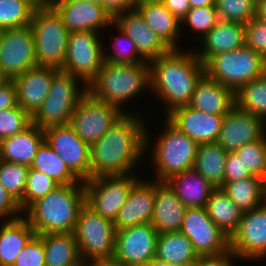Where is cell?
<instances>
[{
  "label": "cell",
  "instance_id": "43",
  "mask_svg": "<svg viewBox=\"0 0 266 266\" xmlns=\"http://www.w3.org/2000/svg\"><path fill=\"white\" fill-rule=\"evenodd\" d=\"M32 124V117L20 106L0 111V141L24 131Z\"/></svg>",
  "mask_w": 266,
  "mask_h": 266
},
{
  "label": "cell",
  "instance_id": "21",
  "mask_svg": "<svg viewBox=\"0 0 266 266\" xmlns=\"http://www.w3.org/2000/svg\"><path fill=\"white\" fill-rule=\"evenodd\" d=\"M58 69L35 66L12 79L16 87L17 104L33 117L47 98L54 74Z\"/></svg>",
  "mask_w": 266,
  "mask_h": 266
},
{
  "label": "cell",
  "instance_id": "27",
  "mask_svg": "<svg viewBox=\"0 0 266 266\" xmlns=\"http://www.w3.org/2000/svg\"><path fill=\"white\" fill-rule=\"evenodd\" d=\"M204 50L195 53L204 64L210 57L245 45V24L220 20L204 37Z\"/></svg>",
  "mask_w": 266,
  "mask_h": 266
},
{
  "label": "cell",
  "instance_id": "34",
  "mask_svg": "<svg viewBox=\"0 0 266 266\" xmlns=\"http://www.w3.org/2000/svg\"><path fill=\"white\" fill-rule=\"evenodd\" d=\"M155 257L170 264L191 266L198 254L191 241L178 231L158 235Z\"/></svg>",
  "mask_w": 266,
  "mask_h": 266
},
{
  "label": "cell",
  "instance_id": "20",
  "mask_svg": "<svg viewBox=\"0 0 266 266\" xmlns=\"http://www.w3.org/2000/svg\"><path fill=\"white\" fill-rule=\"evenodd\" d=\"M71 32L95 31L111 24L113 18L100 4L83 1L48 0Z\"/></svg>",
  "mask_w": 266,
  "mask_h": 266
},
{
  "label": "cell",
  "instance_id": "28",
  "mask_svg": "<svg viewBox=\"0 0 266 266\" xmlns=\"http://www.w3.org/2000/svg\"><path fill=\"white\" fill-rule=\"evenodd\" d=\"M135 7L141 12L147 26L152 29L170 48L176 49V38L181 22L160 0L136 1Z\"/></svg>",
  "mask_w": 266,
  "mask_h": 266
},
{
  "label": "cell",
  "instance_id": "26",
  "mask_svg": "<svg viewBox=\"0 0 266 266\" xmlns=\"http://www.w3.org/2000/svg\"><path fill=\"white\" fill-rule=\"evenodd\" d=\"M44 141L43 129L32 123L24 131L0 141V160L30 167Z\"/></svg>",
  "mask_w": 266,
  "mask_h": 266
},
{
  "label": "cell",
  "instance_id": "40",
  "mask_svg": "<svg viewBox=\"0 0 266 266\" xmlns=\"http://www.w3.org/2000/svg\"><path fill=\"white\" fill-rule=\"evenodd\" d=\"M255 0H216L215 8L218 17L223 21L248 23L256 16Z\"/></svg>",
  "mask_w": 266,
  "mask_h": 266
},
{
  "label": "cell",
  "instance_id": "37",
  "mask_svg": "<svg viewBox=\"0 0 266 266\" xmlns=\"http://www.w3.org/2000/svg\"><path fill=\"white\" fill-rule=\"evenodd\" d=\"M235 106L263 120L266 118V73L235 93Z\"/></svg>",
  "mask_w": 266,
  "mask_h": 266
},
{
  "label": "cell",
  "instance_id": "8",
  "mask_svg": "<svg viewBox=\"0 0 266 266\" xmlns=\"http://www.w3.org/2000/svg\"><path fill=\"white\" fill-rule=\"evenodd\" d=\"M77 79L70 73L58 70L52 79L47 98L32 117V123L43 130L69 124L76 105L87 93V88L78 92Z\"/></svg>",
  "mask_w": 266,
  "mask_h": 266
},
{
  "label": "cell",
  "instance_id": "47",
  "mask_svg": "<svg viewBox=\"0 0 266 266\" xmlns=\"http://www.w3.org/2000/svg\"><path fill=\"white\" fill-rule=\"evenodd\" d=\"M13 266H45L43 239L35 234L21 250Z\"/></svg>",
  "mask_w": 266,
  "mask_h": 266
},
{
  "label": "cell",
  "instance_id": "41",
  "mask_svg": "<svg viewBox=\"0 0 266 266\" xmlns=\"http://www.w3.org/2000/svg\"><path fill=\"white\" fill-rule=\"evenodd\" d=\"M58 186L48 175L29 167L23 200L19 203L21 210H26L33 202L45 197Z\"/></svg>",
  "mask_w": 266,
  "mask_h": 266
},
{
  "label": "cell",
  "instance_id": "50",
  "mask_svg": "<svg viewBox=\"0 0 266 266\" xmlns=\"http://www.w3.org/2000/svg\"><path fill=\"white\" fill-rule=\"evenodd\" d=\"M233 257L235 255L231 251L219 255L198 256L191 266H233Z\"/></svg>",
  "mask_w": 266,
  "mask_h": 266
},
{
  "label": "cell",
  "instance_id": "19",
  "mask_svg": "<svg viewBox=\"0 0 266 266\" xmlns=\"http://www.w3.org/2000/svg\"><path fill=\"white\" fill-rule=\"evenodd\" d=\"M128 11L115 15L112 23H116L118 30L134 42L144 60L149 61L150 64V61L171 50L158 34L147 26L141 12L136 7Z\"/></svg>",
  "mask_w": 266,
  "mask_h": 266
},
{
  "label": "cell",
  "instance_id": "11",
  "mask_svg": "<svg viewBox=\"0 0 266 266\" xmlns=\"http://www.w3.org/2000/svg\"><path fill=\"white\" fill-rule=\"evenodd\" d=\"M126 112L92 97L88 92L80 99L69 125L90 146L97 142Z\"/></svg>",
  "mask_w": 266,
  "mask_h": 266
},
{
  "label": "cell",
  "instance_id": "10",
  "mask_svg": "<svg viewBox=\"0 0 266 266\" xmlns=\"http://www.w3.org/2000/svg\"><path fill=\"white\" fill-rule=\"evenodd\" d=\"M138 181L136 176L129 174L103 175L84 181L86 204L99 215L114 222Z\"/></svg>",
  "mask_w": 266,
  "mask_h": 266
},
{
  "label": "cell",
  "instance_id": "55",
  "mask_svg": "<svg viewBox=\"0 0 266 266\" xmlns=\"http://www.w3.org/2000/svg\"><path fill=\"white\" fill-rule=\"evenodd\" d=\"M256 16L266 21V0H259L257 2Z\"/></svg>",
  "mask_w": 266,
  "mask_h": 266
},
{
  "label": "cell",
  "instance_id": "13",
  "mask_svg": "<svg viewBox=\"0 0 266 266\" xmlns=\"http://www.w3.org/2000/svg\"><path fill=\"white\" fill-rule=\"evenodd\" d=\"M157 230L145 223L116 230L112 263L118 266H141L156 256Z\"/></svg>",
  "mask_w": 266,
  "mask_h": 266
},
{
  "label": "cell",
  "instance_id": "60",
  "mask_svg": "<svg viewBox=\"0 0 266 266\" xmlns=\"http://www.w3.org/2000/svg\"><path fill=\"white\" fill-rule=\"evenodd\" d=\"M69 1H83V2L96 3L101 5V0H69Z\"/></svg>",
  "mask_w": 266,
  "mask_h": 266
},
{
  "label": "cell",
  "instance_id": "6",
  "mask_svg": "<svg viewBox=\"0 0 266 266\" xmlns=\"http://www.w3.org/2000/svg\"><path fill=\"white\" fill-rule=\"evenodd\" d=\"M205 74L236 93L248 82L265 73V59L244 45L222 52L204 63Z\"/></svg>",
  "mask_w": 266,
  "mask_h": 266
},
{
  "label": "cell",
  "instance_id": "32",
  "mask_svg": "<svg viewBox=\"0 0 266 266\" xmlns=\"http://www.w3.org/2000/svg\"><path fill=\"white\" fill-rule=\"evenodd\" d=\"M228 152L217 142L201 143L198 146L193 169L209 181L214 188L224 183L225 161Z\"/></svg>",
  "mask_w": 266,
  "mask_h": 266
},
{
  "label": "cell",
  "instance_id": "57",
  "mask_svg": "<svg viewBox=\"0 0 266 266\" xmlns=\"http://www.w3.org/2000/svg\"><path fill=\"white\" fill-rule=\"evenodd\" d=\"M260 179H261V193L263 200L266 203V170L263 173V175L260 177Z\"/></svg>",
  "mask_w": 266,
  "mask_h": 266
},
{
  "label": "cell",
  "instance_id": "16",
  "mask_svg": "<svg viewBox=\"0 0 266 266\" xmlns=\"http://www.w3.org/2000/svg\"><path fill=\"white\" fill-rule=\"evenodd\" d=\"M180 232L191 241L198 256L230 251V238L210 219L205 207L187 208Z\"/></svg>",
  "mask_w": 266,
  "mask_h": 266
},
{
  "label": "cell",
  "instance_id": "49",
  "mask_svg": "<svg viewBox=\"0 0 266 266\" xmlns=\"http://www.w3.org/2000/svg\"><path fill=\"white\" fill-rule=\"evenodd\" d=\"M21 211L19 202L15 200L0 183V216L5 217L12 214L9 220H13L19 218V216L16 217L15 214ZM14 215L15 217H13Z\"/></svg>",
  "mask_w": 266,
  "mask_h": 266
},
{
  "label": "cell",
  "instance_id": "30",
  "mask_svg": "<svg viewBox=\"0 0 266 266\" xmlns=\"http://www.w3.org/2000/svg\"><path fill=\"white\" fill-rule=\"evenodd\" d=\"M34 235V229L24 217L4 222L0 228V266H13Z\"/></svg>",
  "mask_w": 266,
  "mask_h": 266
},
{
  "label": "cell",
  "instance_id": "56",
  "mask_svg": "<svg viewBox=\"0 0 266 266\" xmlns=\"http://www.w3.org/2000/svg\"><path fill=\"white\" fill-rule=\"evenodd\" d=\"M141 266H181V265L170 264L168 262L162 261L154 257L153 259H150L148 262H146L144 265Z\"/></svg>",
  "mask_w": 266,
  "mask_h": 266
},
{
  "label": "cell",
  "instance_id": "7",
  "mask_svg": "<svg viewBox=\"0 0 266 266\" xmlns=\"http://www.w3.org/2000/svg\"><path fill=\"white\" fill-rule=\"evenodd\" d=\"M74 235L86 265L89 260L90 263L112 262L116 236L113 221L99 215L85 204L79 213ZM83 257L87 258L88 262Z\"/></svg>",
  "mask_w": 266,
  "mask_h": 266
},
{
  "label": "cell",
  "instance_id": "52",
  "mask_svg": "<svg viewBox=\"0 0 266 266\" xmlns=\"http://www.w3.org/2000/svg\"><path fill=\"white\" fill-rule=\"evenodd\" d=\"M136 0H101V5L113 18L121 12L135 7Z\"/></svg>",
  "mask_w": 266,
  "mask_h": 266
},
{
  "label": "cell",
  "instance_id": "18",
  "mask_svg": "<svg viewBox=\"0 0 266 266\" xmlns=\"http://www.w3.org/2000/svg\"><path fill=\"white\" fill-rule=\"evenodd\" d=\"M265 121L234 106L222 121L217 143L227 152H233L245 144L261 139Z\"/></svg>",
  "mask_w": 266,
  "mask_h": 266
},
{
  "label": "cell",
  "instance_id": "23",
  "mask_svg": "<svg viewBox=\"0 0 266 266\" xmlns=\"http://www.w3.org/2000/svg\"><path fill=\"white\" fill-rule=\"evenodd\" d=\"M155 204V183L139 181L133 186L114 221L116 230L151 223Z\"/></svg>",
  "mask_w": 266,
  "mask_h": 266
},
{
  "label": "cell",
  "instance_id": "3",
  "mask_svg": "<svg viewBox=\"0 0 266 266\" xmlns=\"http://www.w3.org/2000/svg\"><path fill=\"white\" fill-rule=\"evenodd\" d=\"M59 185L26 210L35 234L74 233L82 207L86 204L84 181Z\"/></svg>",
  "mask_w": 266,
  "mask_h": 266
},
{
  "label": "cell",
  "instance_id": "1",
  "mask_svg": "<svg viewBox=\"0 0 266 266\" xmlns=\"http://www.w3.org/2000/svg\"><path fill=\"white\" fill-rule=\"evenodd\" d=\"M143 126L141 119L124 113L106 134L93 143L90 146L91 178L131 174L133 165L148 146Z\"/></svg>",
  "mask_w": 266,
  "mask_h": 266
},
{
  "label": "cell",
  "instance_id": "25",
  "mask_svg": "<svg viewBox=\"0 0 266 266\" xmlns=\"http://www.w3.org/2000/svg\"><path fill=\"white\" fill-rule=\"evenodd\" d=\"M188 106L208 114L225 116L235 106V93L204 74Z\"/></svg>",
  "mask_w": 266,
  "mask_h": 266
},
{
  "label": "cell",
  "instance_id": "51",
  "mask_svg": "<svg viewBox=\"0 0 266 266\" xmlns=\"http://www.w3.org/2000/svg\"><path fill=\"white\" fill-rule=\"evenodd\" d=\"M16 87L12 80H8L0 87V111L6 108L16 107Z\"/></svg>",
  "mask_w": 266,
  "mask_h": 266
},
{
  "label": "cell",
  "instance_id": "48",
  "mask_svg": "<svg viewBox=\"0 0 266 266\" xmlns=\"http://www.w3.org/2000/svg\"><path fill=\"white\" fill-rule=\"evenodd\" d=\"M253 176L242 159L233 151L228 152L225 161L224 183Z\"/></svg>",
  "mask_w": 266,
  "mask_h": 266
},
{
  "label": "cell",
  "instance_id": "53",
  "mask_svg": "<svg viewBox=\"0 0 266 266\" xmlns=\"http://www.w3.org/2000/svg\"><path fill=\"white\" fill-rule=\"evenodd\" d=\"M164 6L181 22L191 9L189 0H160Z\"/></svg>",
  "mask_w": 266,
  "mask_h": 266
},
{
  "label": "cell",
  "instance_id": "44",
  "mask_svg": "<svg viewBox=\"0 0 266 266\" xmlns=\"http://www.w3.org/2000/svg\"><path fill=\"white\" fill-rule=\"evenodd\" d=\"M220 21L215 7L191 8L181 23L189 24L192 29L205 36Z\"/></svg>",
  "mask_w": 266,
  "mask_h": 266
},
{
  "label": "cell",
  "instance_id": "15",
  "mask_svg": "<svg viewBox=\"0 0 266 266\" xmlns=\"http://www.w3.org/2000/svg\"><path fill=\"white\" fill-rule=\"evenodd\" d=\"M43 131L45 141L80 181L91 179L90 145L69 124L51 126Z\"/></svg>",
  "mask_w": 266,
  "mask_h": 266
},
{
  "label": "cell",
  "instance_id": "33",
  "mask_svg": "<svg viewBox=\"0 0 266 266\" xmlns=\"http://www.w3.org/2000/svg\"><path fill=\"white\" fill-rule=\"evenodd\" d=\"M206 210L210 219L229 238L235 233L243 212L221 188H215L207 200Z\"/></svg>",
  "mask_w": 266,
  "mask_h": 266
},
{
  "label": "cell",
  "instance_id": "54",
  "mask_svg": "<svg viewBox=\"0 0 266 266\" xmlns=\"http://www.w3.org/2000/svg\"><path fill=\"white\" fill-rule=\"evenodd\" d=\"M191 8L215 7L216 0H189Z\"/></svg>",
  "mask_w": 266,
  "mask_h": 266
},
{
  "label": "cell",
  "instance_id": "38",
  "mask_svg": "<svg viewBox=\"0 0 266 266\" xmlns=\"http://www.w3.org/2000/svg\"><path fill=\"white\" fill-rule=\"evenodd\" d=\"M41 0H0V30L30 25L35 8Z\"/></svg>",
  "mask_w": 266,
  "mask_h": 266
},
{
  "label": "cell",
  "instance_id": "29",
  "mask_svg": "<svg viewBox=\"0 0 266 266\" xmlns=\"http://www.w3.org/2000/svg\"><path fill=\"white\" fill-rule=\"evenodd\" d=\"M166 182L187 208L206 207L207 200L215 189L194 169L176 174Z\"/></svg>",
  "mask_w": 266,
  "mask_h": 266
},
{
  "label": "cell",
  "instance_id": "5",
  "mask_svg": "<svg viewBox=\"0 0 266 266\" xmlns=\"http://www.w3.org/2000/svg\"><path fill=\"white\" fill-rule=\"evenodd\" d=\"M29 26L34 35L37 65L62 70L70 32L61 16L48 2H41Z\"/></svg>",
  "mask_w": 266,
  "mask_h": 266
},
{
  "label": "cell",
  "instance_id": "39",
  "mask_svg": "<svg viewBox=\"0 0 266 266\" xmlns=\"http://www.w3.org/2000/svg\"><path fill=\"white\" fill-rule=\"evenodd\" d=\"M29 167L0 160V183L19 203L23 200Z\"/></svg>",
  "mask_w": 266,
  "mask_h": 266
},
{
  "label": "cell",
  "instance_id": "14",
  "mask_svg": "<svg viewBox=\"0 0 266 266\" xmlns=\"http://www.w3.org/2000/svg\"><path fill=\"white\" fill-rule=\"evenodd\" d=\"M37 66L30 26L0 30V71L9 79Z\"/></svg>",
  "mask_w": 266,
  "mask_h": 266
},
{
  "label": "cell",
  "instance_id": "12",
  "mask_svg": "<svg viewBox=\"0 0 266 266\" xmlns=\"http://www.w3.org/2000/svg\"><path fill=\"white\" fill-rule=\"evenodd\" d=\"M95 31L71 32L62 71L80 78L87 85L104 64V54Z\"/></svg>",
  "mask_w": 266,
  "mask_h": 266
},
{
  "label": "cell",
  "instance_id": "22",
  "mask_svg": "<svg viewBox=\"0 0 266 266\" xmlns=\"http://www.w3.org/2000/svg\"><path fill=\"white\" fill-rule=\"evenodd\" d=\"M167 119L198 144L217 142L224 116L208 114L190 106L174 109Z\"/></svg>",
  "mask_w": 266,
  "mask_h": 266
},
{
  "label": "cell",
  "instance_id": "24",
  "mask_svg": "<svg viewBox=\"0 0 266 266\" xmlns=\"http://www.w3.org/2000/svg\"><path fill=\"white\" fill-rule=\"evenodd\" d=\"M186 209L166 181H155V204L151 224L158 234L180 231Z\"/></svg>",
  "mask_w": 266,
  "mask_h": 266
},
{
  "label": "cell",
  "instance_id": "59",
  "mask_svg": "<svg viewBox=\"0 0 266 266\" xmlns=\"http://www.w3.org/2000/svg\"><path fill=\"white\" fill-rule=\"evenodd\" d=\"M9 79L0 71V87L4 85Z\"/></svg>",
  "mask_w": 266,
  "mask_h": 266
},
{
  "label": "cell",
  "instance_id": "58",
  "mask_svg": "<svg viewBox=\"0 0 266 266\" xmlns=\"http://www.w3.org/2000/svg\"><path fill=\"white\" fill-rule=\"evenodd\" d=\"M86 266H118L112 262H103V263H88Z\"/></svg>",
  "mask_w": 266,
  "mask_h": 266
},
{
  "label": "cell",
  "instance_id": "36",
  "mask_svg": "<svg viewBox=\"0 0 266 266\" xmlns=\"http://www.w3.org/2000/svg\"><path fill=\"white\" fill-rule=\"evenodd\" d=\"M221 189L242 212L250 211L263 204L264 201L261 193V179L254 175L223 183Z\"/></svg>",
  "mask_w": 266,
  "mask_h": 266
},
{
  "label": "cell",
  "instance_id": "17",
  "mask_svg": "<svg viewBox=\"0 0 266 266\" xmlns=\"http://www.w3.org/2000/svg\"><path fill=\"white\" fill-rule=\"evenodd\" d=\"M235 257L262 259L266 256V203L245 211L237 230L230 238Z\"/></svg>",
  "mask_w": 266,
  "mask_h": 266
},
{
  "label": "cell",
  "instance_id": "9",
  "mask_svg": "<svg viewBox=\"0 0 266 266\" xmlns=\"http://www.w3.org/2000/svg\"><path fill=\"white\" fill-rule=\"evenodd\" d=\"M166 129L154 149L158 181L193 169L199 144L176 128L168 119Z\"/></svg>",
  "mask_w": 266,
  "mask_h": 266
},
{
  "label": "cell",
  "instance_id": "31",
  "mask_svg": "<svg viewBox=\"0 0 266 266\" xmlns=\"http://www.w3.org/2000/svg\"><path fill=\"white\" fill-rule=\"evenodd\" d=\"M45 249V266H86L74 233L39 235Z\"/></svg>",
  "mask_w": 266,
  "mask_h": 266
},
{
  "label": "cell",
  "instance_id": "45",
  "mask_svg": "<svg viewBox=\"0 0 266 266\" xmlns=\"http://www.w3.org/2000/svg\"><path fill=\"white\" fill-rule=\"evenodd\" d=\"M121 33V38L117 37V40L115 41L114 45L116 44L117 47L115 46V51L116 53H114L113 55L112 54H107V55H104V62H108V63H111V64H121V65H134V64H137V63H145L146 60H144L142 58V56L139 54L134 42L126 35L124 34L122 31H120ZM124 38V39H123ZM119 39V41H118ZM126 40L128 43L125 44L128 46L129 44V48L124 47L123 46H118V43L119 44H122L124 43L123 41ZM122 41V42H121ZM125 41V42H126ZM139 57H137L138 55ZM141 57V59H140ZM143 59V60H142Z\"/></svg>",
  "mask_w": 266,
  "mask_h": 266
},
{
  "label": "cell",
  "instance_id": "4",
  "mask_svg": "<svg viewBox=\"0 0 266 266\" xmlns=\"http://www.w3.org/2000/svg\"><path fill=\"white\" fill-rule=\"evenodd\" d=\"M146 86L150 87V65L147 62L134 65L104 62L86 88L92 97L121 110L120 104Z\"/></svg>",
  "mask_w": 266,
  "mask_h": 266
},
{
  "label": "cell",
  "instance_id": "35",
  "mask_svg": "<svg viewBox=\"0 0 266 266\" xmlns=\"http://www.w3.org/2000/svg\"><path fill=\"white\" fill-rule=\"evenodd\" d=\"M30 168L48 175L59 185L78 183L80 180L46 141L37 150Z\"/></svg>",
  "mask_w": 266,
  "mask_h": 266
},
{
  "label": "cell",
  "instance_id": "42",
  "mask_svg": "<svg viewBox=\"0 0 266 266\" xmlns=\"http://www.w3.org/2000/svg\"><path fill=\"white\" fill-rule=\"evenodd\" d=\"M252 175L261 177L266 170V136L234 151Z\"/></svg>",
  "mask_w": 266,
  "mask_h": 266
},
{
  "label": "cell",
  "instance_id": "2",
  "mask_svg": "<svg viewBox=\"0 0 266 266\" xmlns=\"http://www.w3.org/2000/svg\"><path fill=\"white\" fill-rule=\"evenodd\" d=\"M178 50L171 49L150 61V88L168 104L167 115L189 105L198 81L205 74L204 64L195 53Z\"/></svg>",
  "mask_w": 266,
  "mask_h": 266
},
{
  "label": "cell",
  "instance_id": "46",
  "mask_svg": "<svg viewBox=\"0 0 266 266\" xmlns=\"http://www.w3.org/2000/svg\"><path fill=\"white\" fill-rule=\"evenodd\" d=\"M245 45L266 59V21L253 17L245 24Z\"/></svg>",
  "mask_w": 266,
  "mask_h": 266
}]
</instances>
